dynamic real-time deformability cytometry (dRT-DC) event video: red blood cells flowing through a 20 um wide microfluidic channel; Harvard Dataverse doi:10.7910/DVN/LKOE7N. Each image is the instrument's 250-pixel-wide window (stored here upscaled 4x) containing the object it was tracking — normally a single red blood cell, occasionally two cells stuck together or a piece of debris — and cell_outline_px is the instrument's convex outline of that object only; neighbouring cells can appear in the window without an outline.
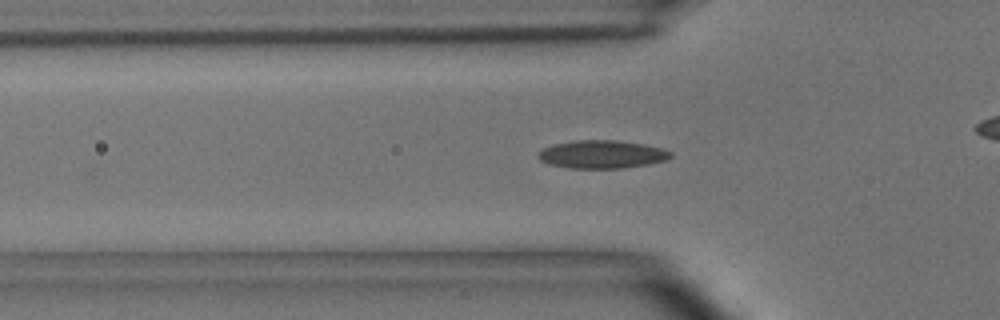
{"species": "common noctule bat (a hibernating species)", "species_latin": "Nyctalus noctula", "temperature_condition": "room temperature", "stored_images_in_passage": 8, "camera_frame_rate_fps": 3000, "um_per_image_px": 0.085, "animal": {"sex": "male", "body_mass_g": 15.6}, "frame": {"image": 1, "passage_image": 5, "time_ms": 5.667, "image_size_px": [1000, 320], "cell_outline_px": [[672, 156], [668, 160], [648, 164], [620, 168], [568, 168], [548, 164], [540, 160], [536, 156], [544, 148], [552, 144], [576, 140], [616, 140], [644, 144], [664, 148], [672, 152]], "centroid_in_image_um": [51.18, 13.11], "position_along_channel_um": 74.6, "area_um2": 21.79}}